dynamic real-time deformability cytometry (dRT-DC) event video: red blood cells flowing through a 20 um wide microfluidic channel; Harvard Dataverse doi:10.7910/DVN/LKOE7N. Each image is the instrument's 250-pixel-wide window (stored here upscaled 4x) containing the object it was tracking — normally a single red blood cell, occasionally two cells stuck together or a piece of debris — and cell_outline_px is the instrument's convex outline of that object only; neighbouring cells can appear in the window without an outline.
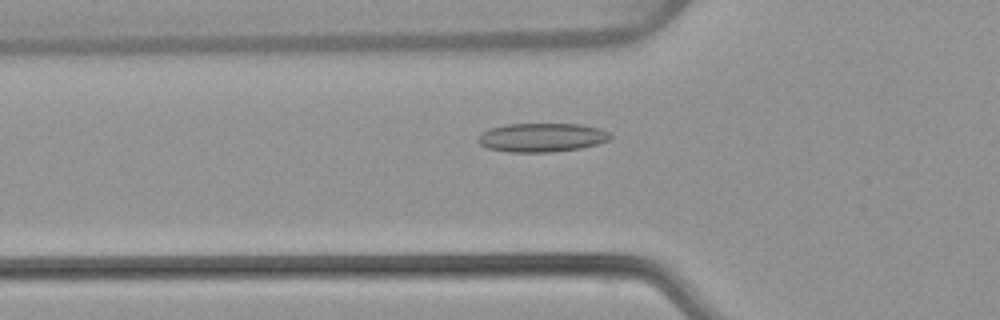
{"species": "common noctule bat (a hibernating species)", "species_latin": "Nyctalus noctula", "temperature_condition": "warm", "stored_images_in_passage": 53, "camera_frame_rate_fps": 3000, "um_per_image_px": 0.085, "animal": {"sex": "female", "body_mass_g": 22.7, "forearm_length_mm": 54.2}, "frame": {"image": 1, "passage_image": 18, "time_ms": 5.667, "image_size_px": [1000, 320], "cell_outline_px": [[612, 136], [608, 140], [596, 144], [580, 148], [552, 152], [508, 152], [488, 148], [480, 144], [476, 140], [484, 132], [492, 128], [508, 124], [580, 124], [600, 128], [608, 132]], "centroid_in_image_um": [46.07, 11.69], "position_along_channel_um": 79.7, "area_um2": 22.02}}
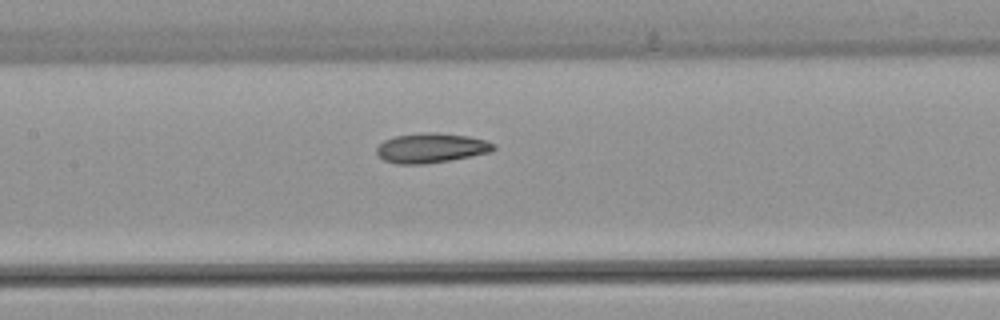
{"frame": {"image": 2, "passage_image": 25, "time_ms": 8.0, "image_size_px": [1000, 320], "cell_outline_px": [[496, 148], [492, 152], [448, 160], [424, 164], [396, 164], [384, 160], [376, 152], [376, 148], [384, 140], [396, 136], [420, 132], [436, 132], [468, 136], [484, 140], [496, 144]], "centroid_in_image_um": [36.65, 12.57], "position_along_channel_um": 170.7, "area_um2": 20.23}}
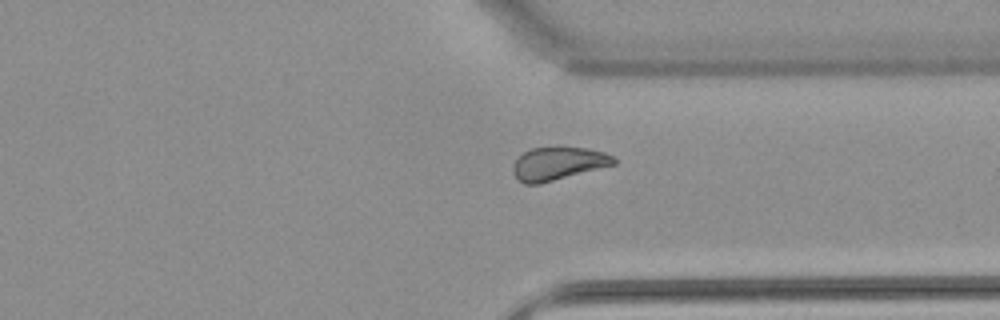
{"frame": {"image": 3, "passage_image": 40, "time_ms": 13.0, "image_size_px": [1000, 320], "cell_outline_px": [[616, 164], [540, 184], [524, 184], [512, 172], [512, 168], [516, 160], [524, 152], [532, 148], [588, 148], [604, 152], [612, 156], [616, 160]], "centroid_in_image_um": [47.45, 13.91], "position_along_channel_um": 364.0, "area_um2": 19.13}, "authors_computed_cell_mechanics": {"area_um2": 20.8658, "velocity_mm_per_s": 3.8701, "shape_relaxation_time_tau1_ms": null, "shape_relaxation_time_tau2_ms": 3.6016, "deformation_change_tau1": null, "deformation_change_tau2": 0.0889}}